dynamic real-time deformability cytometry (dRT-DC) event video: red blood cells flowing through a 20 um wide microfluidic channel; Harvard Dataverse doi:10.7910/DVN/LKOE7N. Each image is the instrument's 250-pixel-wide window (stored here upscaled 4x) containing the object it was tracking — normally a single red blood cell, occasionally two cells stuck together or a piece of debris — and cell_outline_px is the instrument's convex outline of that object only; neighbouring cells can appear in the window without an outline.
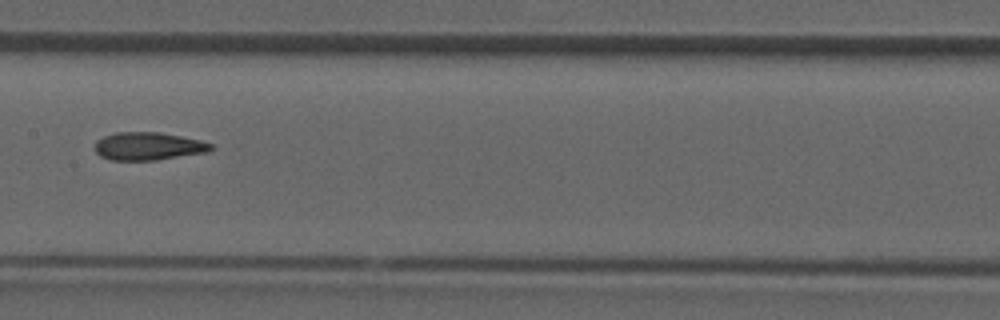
{"species": "common noctule bat (a hibernating species)", "species_latin": "Nyctalus noctula", "temperature_condition": "room temperature", "stored_images_in_passage": 29, "camera_frame_rate_fps": 3000, "um_per_image_px": 0.085, "animal": {"sex": "male", "forearm_length_mm": 52.5}, "frame": {"image": 1, "passage_image": 9, "time_ms": 2.667, "image_size_px": [1000, 320], "cell_outline_px": [[212, 148], [208, 152], [156, 160], [108, 160], [100, 156], [92, 148], [96, 140], [104, 136], [116, 132], [160, 132], [200, 140], [212, 144]], "centroid_in_image_um": [12.54, 12.43], "position_along_channel_um": 194.9, "area_um2": 19.02}}